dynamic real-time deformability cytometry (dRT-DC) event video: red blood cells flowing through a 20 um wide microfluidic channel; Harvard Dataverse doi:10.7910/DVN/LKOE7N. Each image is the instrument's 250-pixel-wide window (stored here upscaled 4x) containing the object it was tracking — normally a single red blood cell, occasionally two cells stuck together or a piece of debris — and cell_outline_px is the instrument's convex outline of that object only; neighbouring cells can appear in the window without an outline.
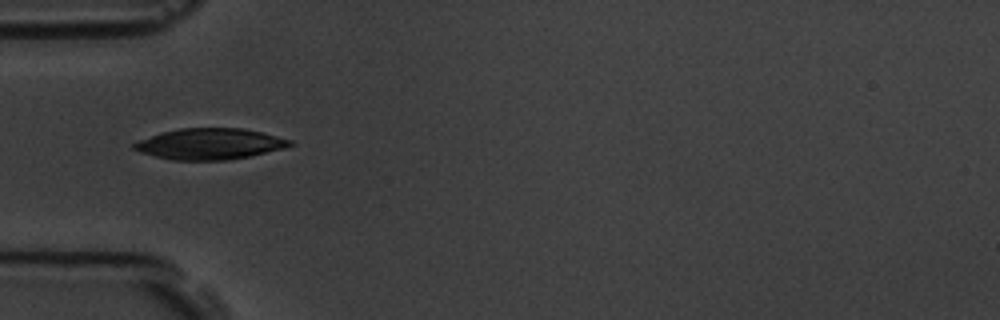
{"species": "common noctule bat (a hibernating species)", "species_latin": "Nyctalus noctula", "temperature_condition": "room temperature", "stored_images_in_passage": 2, "camera_frame_rate_fps": 3000, "um_per_image_px": 0.085, "animal": {"sex": "male", "body_mass_g": 19.5, "forearm_length_mm": 54.6}, "frame": {"image": 1, "passage_image": 1, "time_ms": 0.0, "image_size_px": [1000, 320], "cell_outline_px": [[296, 144], [284, 148], [248, 156], [228, 160], [172, 160], [140, 152], [132, 148], [132, 144], [136, 140], [164, 132], [180, 128], [240, 128], [260, 132], [292, 140]], "centroid_in_image_um": [17.81, 12.23], "position_along_channel_um": 67.2, "area_um2": 28.03}}
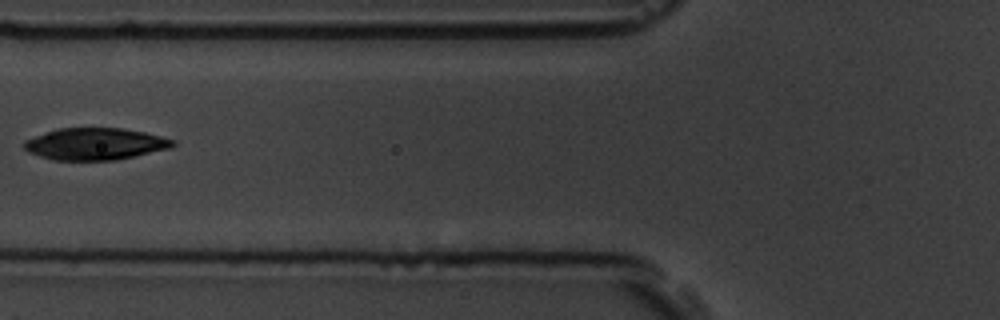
{"frame": {"image": 2, "passage_image": 2, "time_ms": 1.333, "image_size_px": [1000, 320], "cell_outline_px": [[176, 144], [172, 148], [116, 160], [52, 160], [28, 152], [20, 144], [24, 140], [56, 128], [124, 128], [144, 132], [176, 140]], "centroid_in_image_um": [8.08, 12.23], "position_along_channel_um": 117.7, "area_um2": 27.92}}